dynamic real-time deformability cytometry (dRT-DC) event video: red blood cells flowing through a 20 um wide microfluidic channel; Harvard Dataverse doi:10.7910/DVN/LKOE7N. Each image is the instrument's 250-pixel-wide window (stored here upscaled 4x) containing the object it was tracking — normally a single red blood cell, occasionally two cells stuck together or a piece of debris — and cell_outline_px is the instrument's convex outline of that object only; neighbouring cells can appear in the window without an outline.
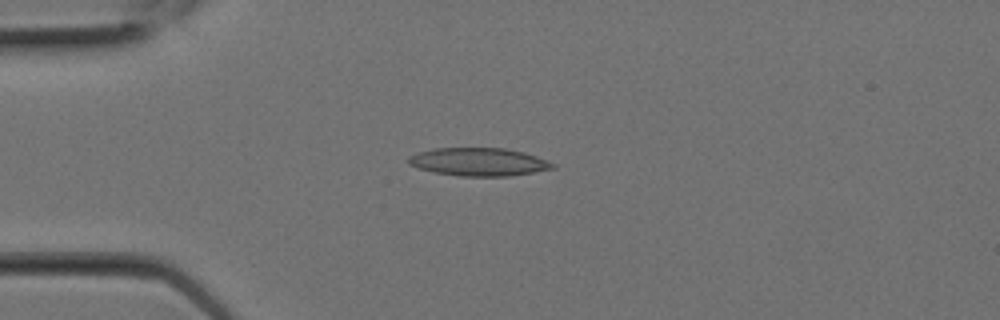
{"species": "Egyptian fruit bat (a non-hibernating species)", "species_latin": "Rousettus aegyptiacus", "temperature_condition": "room temperature", "stored_images_in_passage": 1, "camera_frame_rate_fps": 3000, "um_per_image_px": 0.085, "animal": {"sex": "female"}, "frame": {"image": 1, "passage_image": 1, "time_ms": 0.0, "image_size_px": [1000, 320], "cell_outline_px": [[556, 168], [508, 176], [460, 176], [436, 172], [420, 168], [408, 164], [408, 156], [416, 152], [432, 148], [504, 148], [524, 152], [536, 156], [556, 164]], "centroid_in_image_um": [40.68, 13.75], "position_along_channel_um": 44.3, "area_um2": 23.52}}